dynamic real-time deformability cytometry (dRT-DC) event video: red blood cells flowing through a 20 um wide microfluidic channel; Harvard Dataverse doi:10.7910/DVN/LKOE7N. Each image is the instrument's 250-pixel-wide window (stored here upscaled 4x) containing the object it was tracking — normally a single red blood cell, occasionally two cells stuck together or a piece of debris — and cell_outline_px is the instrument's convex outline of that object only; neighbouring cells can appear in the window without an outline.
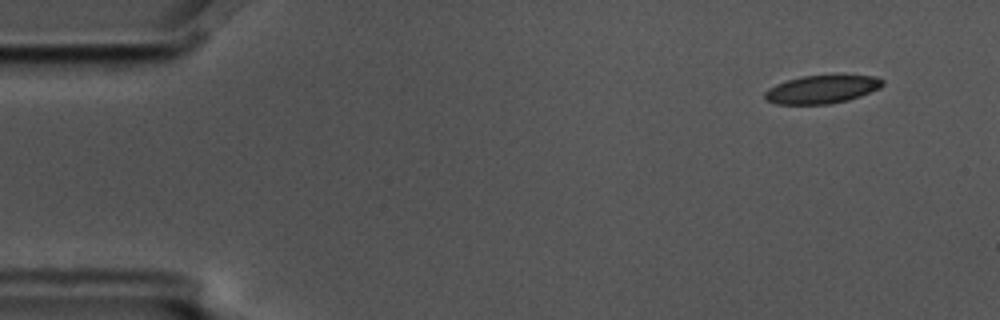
{"species": "common noctule bat (a hibernating species)", "species_latin": "Nyctalus noctula", "temperature_condition": "cold", "stored_images_in_passage": 4, "camera_frame_rate_fps": 3000, "um_per_image_px": 0.085, "animal": {"sex": "male", "body_mass_g": 17.5, "forearm_length_mm": 52.3}, "frame": {"image": 1, "passage_image": 1, "time_ms": 0.0, "image_size_px": [1000, 320], "cell_outline_px": [[884, 84], [880, 88], [860, 96], [848, 100], [828, 104], [776, 104], [768, 100], [764, 96], [764, 92], [768, 88], [776, 84], [788, 80], [804, 76], [840, 72], [876, 76], [884, 80]], "centroid_in_image_um": [69.94, 7.54], "position_along_channel_um": 15.1, "area_um2": 20.11}}
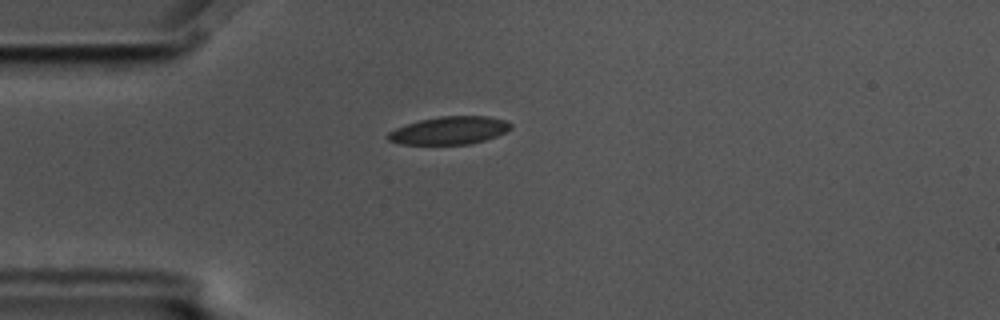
{"frame": {"image": 2, "passage_image": 4, "time_ms": 1.0, "image_size_px": [1000, 320], "cell_outline_px": [[512, 128], [496, 136], [484, 140], [468, 144], [400, 144], [388, 140], [388, 132], [396, 128], [420, 120], [440, 116], [488, 116], [508, 120], [512, 124]], "centroid_in_image_um": [38.23, 11.08], "position_along_channel_um": 46.8, "area_um2": 19.83}}